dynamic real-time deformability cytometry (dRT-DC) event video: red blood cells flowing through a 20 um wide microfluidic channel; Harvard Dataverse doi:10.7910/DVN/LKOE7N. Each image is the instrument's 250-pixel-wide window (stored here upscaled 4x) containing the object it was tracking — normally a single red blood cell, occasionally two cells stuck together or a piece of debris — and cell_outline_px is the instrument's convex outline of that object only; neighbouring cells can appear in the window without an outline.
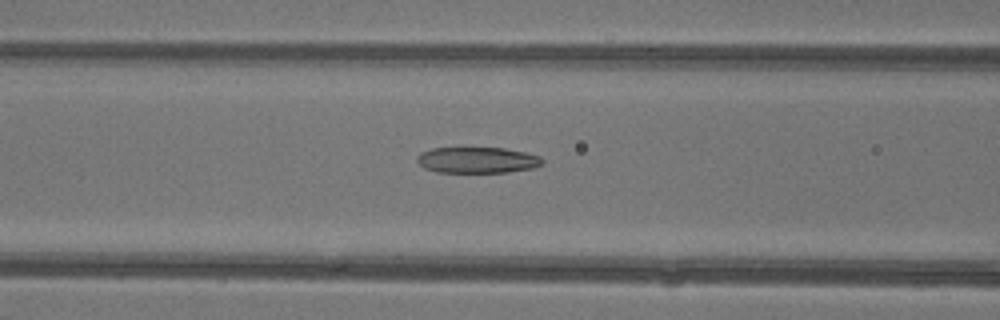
{"species": "common noctule bat (a hibernating species)", "species_latin": "Nyctalus noctula", "temperature_condition": "warm", "stored_images_in_passage": 47, "camera_frame_rate_fps": 3000, "um_per_image_px": 0.085, "animal": {"sex": "female"}, "frame": {"image": 1, "passage_image": 20, "time_ms": 6.333, "image_size_px": [1000, 320], "cell_outline_px": [[544, 164], [532, 168], [504, 172], [436, 172], [424, 168], [416, 160], [416, 156], [420, 152], [432, 148], [460, 144], [504, 148], [524, 152], [540, 156], [544, 160]], "centroid_in_image_um": [40.5, 13.54], "position_along_channel_um": 126.1, "area_um2": 20.06}}
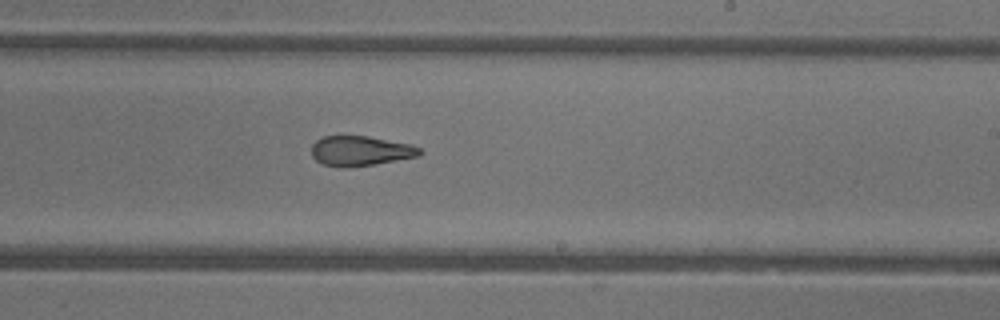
{"frame": {"image": 2, "passage_image": 29, "time_ms": 9.333, "image_size_px": [1000, 320], "cell_outline_px": [[424, 152], [420, 156], [348, 168], [340, 168], [324, 164], [316, 160], [312, 156], [312, 144], [316, 140], [324, 136], [368, 136], [412, 144], [420, 148]], "centroid_in_image_um": [30.65, 12.82], "position_along_channel_um": 258.3, "area_um2": 18.96}}
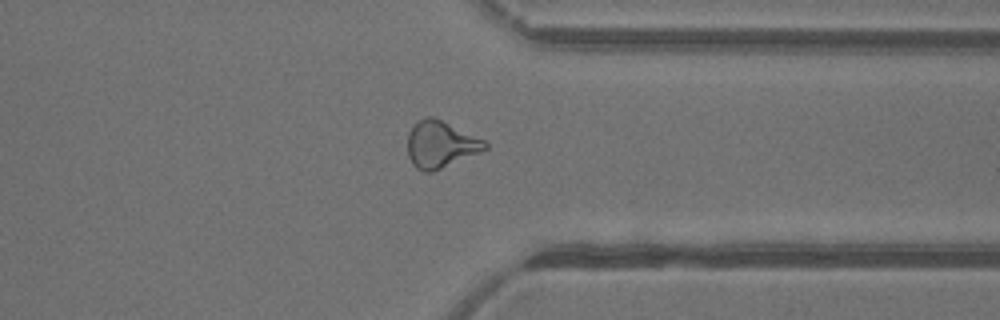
{"frame": {"image": 3, "passage_image": 37, "time_ms": 12.0, "image_size_px": [1000, 320], "cell_outline_px": [[488, 148], [480, 152], [432, 172], [424, 172], [416, 168], [412, 164], [408, 156], [408, 132], [420, 120], [428, 116], [432, 116], [484, 140], [488, 144]], "centroid_in_image_um": [37.43, 12.29], "position_along_channel_um": 374.0, "area_um2": 20.75}, "authors_computed_cell_mechanics": {"area_um2": 21.4438, "velocity_mm_per_s": 4.4099, "shape_relaxation_time_tau1_ms": 10.4959, "shape_relaxation_time_tau2_ms": 2.1496, "deformation_change_tau1": 0.3099, "deformation_change_tau2": 0.1128}}